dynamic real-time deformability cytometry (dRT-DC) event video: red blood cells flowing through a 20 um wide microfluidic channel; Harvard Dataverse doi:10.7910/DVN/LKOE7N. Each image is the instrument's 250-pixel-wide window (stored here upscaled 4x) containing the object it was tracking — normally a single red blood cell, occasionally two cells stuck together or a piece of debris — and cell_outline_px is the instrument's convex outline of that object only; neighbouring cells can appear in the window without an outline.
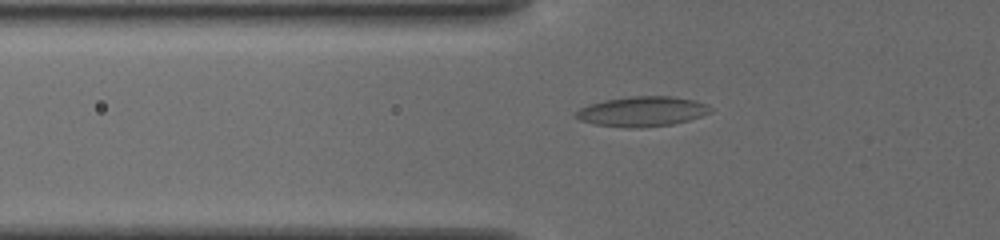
{"species": "common noctule bat (a hibernating species)", "species_latin": "Nyctalus noctula", "temperature_condition": "cold", "stored_images_in_passage": 34, "camera_frame_rate_fps": 3000, "um_per_image_px": 0.085, "animal": {"sex": "female", "body_mass_g": 19.5, "forearm_length_mm": 54.1}, "frame": {"image": 1, "passage_image": 4, "time_ms": 1.0, "image_size_px": [1000, 240], "cell_outline_px": [[712, 112], [688, 120], [672, 124], [640, 128], [632, 128], [596, 124], [580, 120], [576, 116], [576, 112], [580, 108], [592, 104], [608, 100], [632, 96], [672, 96], [692, 100], [704, 104], [712, 108]], "centroid_in_image_um": [54.61, 9.48], "position_along_channel_um": 71.2, "area_um2": 23.0}}
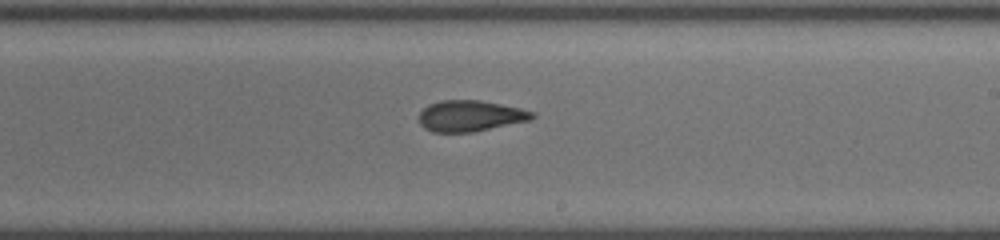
{"frame": {"image": 2, "passage_image": 18, "time_ms": 5.667, "image_size_px": [1000, 240], "cell_outline_px": [[536, 116], [532, 120], [472, 132], [432, 132], [424, 128], [420, 124], [420, 112], [428, 104], [440, 100], [480, 100], [520, 108], [536, 112]], "centroid_in_image_um": [39.99, 9.85], "position_along_channel_um": 249.0, "area_um2": 20.58}}
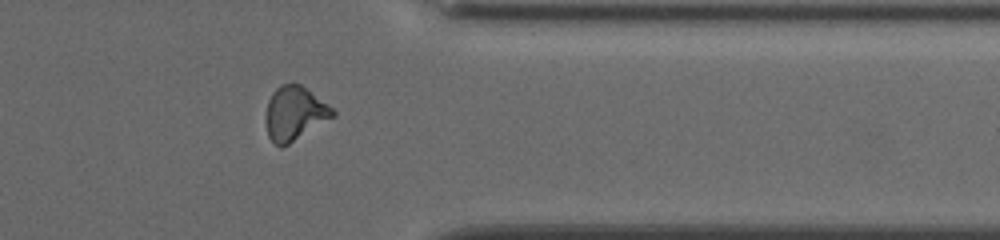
{"frame": {"image": 3, "passage_image": 29, "time_ms": 9.333, "image_size_px": [1000, 240], "cell_outline_px": [[336, 116], [288, 144], [280, 148], [268, 136], [268, 100], [272, 92], [280, 84], [300, 84], [328, 104], [336, 112]], "centroid_in_image_um": [25.08, 9.63], "position_along_channel_um": 386.3, "area_um2": 20.58}, "authors_computed_cell_mechanics": {"area_um2": 20.6346, "velocity_mm_per_s": 3.8694, "shape_relaxation_time_tau1_ms": 4.8823, "shape_relaxation_time_tau2_ms": 2.1888, "deformation_change_tau1": 0.1391, "deformation_change_tau2": 0.0684}}